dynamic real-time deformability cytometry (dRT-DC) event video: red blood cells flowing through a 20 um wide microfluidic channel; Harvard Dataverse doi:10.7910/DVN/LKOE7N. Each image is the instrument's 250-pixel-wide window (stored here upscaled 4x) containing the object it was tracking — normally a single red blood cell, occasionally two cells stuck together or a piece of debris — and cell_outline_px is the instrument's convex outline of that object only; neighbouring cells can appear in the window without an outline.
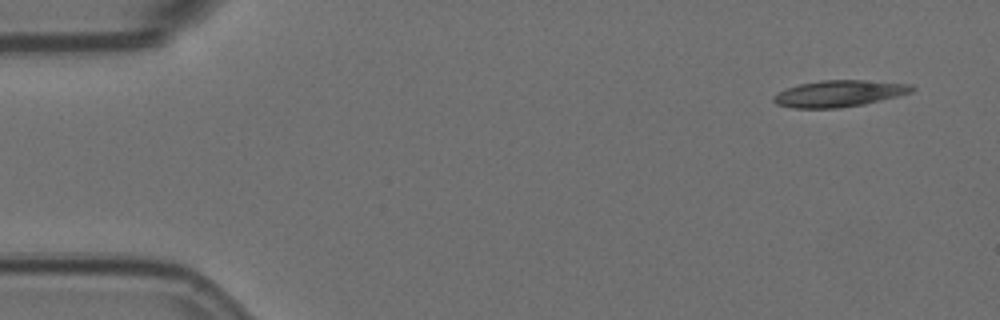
{"species": "Egyptian fruit bat (a non-hibernating species)", "species_latin": "Rousettus aegyptiacus", "temperature_condition": "room temperature", "stored_images_in_passage": 7, "camera_frame_rate_fps": 3000, "um_per_image_px": 0.085, "animal": {"sex": "female"}, "frame": {"image": 1, "passage_image": 1, "time_ms": 0.0, "image_size_px": [1000, 320], "cell_outline_px": [[916, 88], [912, 92], [900, 96], [864, 104], [840, 108], [792, 108], [776, 104], [772, 100], [772, 96], [788, 88], [800, 84], [820, 80], [864, 80], [912, 84]], "centroid_in_image_um": [71.36, 7.95], "position_along_channel_um": 13.6, "area_um2": 21.5}}
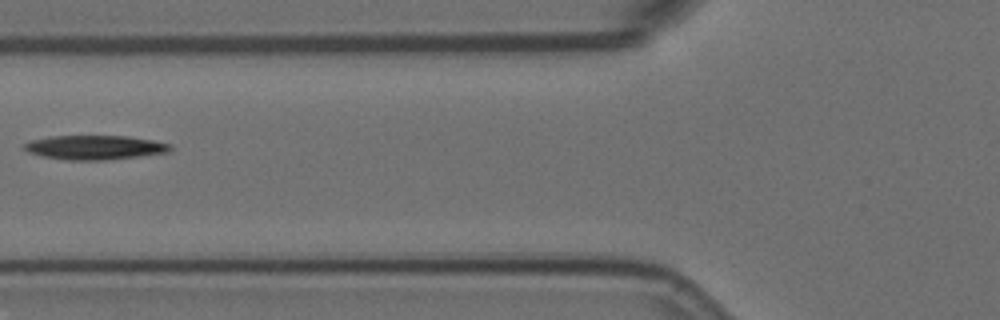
{"frame": {"image": 2, "passage_image": 6, "time_ms": 1.667, "image_size_px": [1000, 320], "cell_outline_px": [[172, 148], [168, 152], [140, 156], [104, 160], [68, 160], [44, 156], [28, 152], [24, 148], [24, 144], [32, 140], [52, 136], [128, 136], [152, 140], [172, 144]], "centroid_in_image_um": [8.09, 12.53], "position_along_channel_um": 117.7, "area_um2": 20.46}}
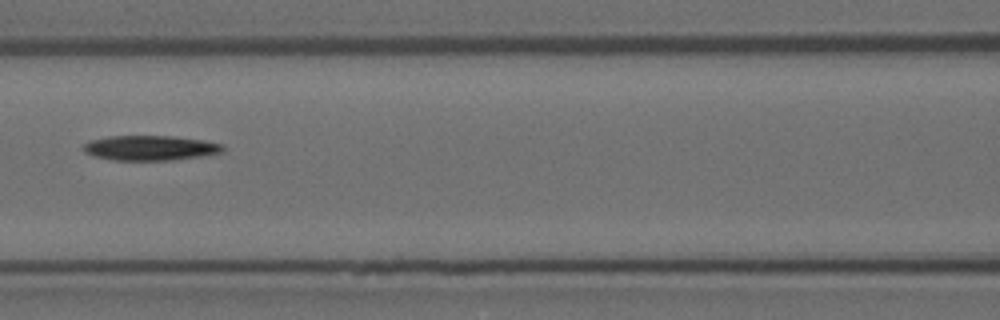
{"frame": {"image": 3, "passage_image": 7, "time_ms": 2.0, "image_size_px": [1000, 320], "cell_outline_px": [[228, 148], [224, 152], [208, 156], [172, 160], [112, 160], [96, 156], [84, 152], [80, 148], [84, 144], [92, 140], [108, 136], [172, 136], [204, 140], [224, 144]], "centroid_in_image_um": [12.86, 12.58], "position_along_channel_um": 153.7, "area_um2": 20.63}}